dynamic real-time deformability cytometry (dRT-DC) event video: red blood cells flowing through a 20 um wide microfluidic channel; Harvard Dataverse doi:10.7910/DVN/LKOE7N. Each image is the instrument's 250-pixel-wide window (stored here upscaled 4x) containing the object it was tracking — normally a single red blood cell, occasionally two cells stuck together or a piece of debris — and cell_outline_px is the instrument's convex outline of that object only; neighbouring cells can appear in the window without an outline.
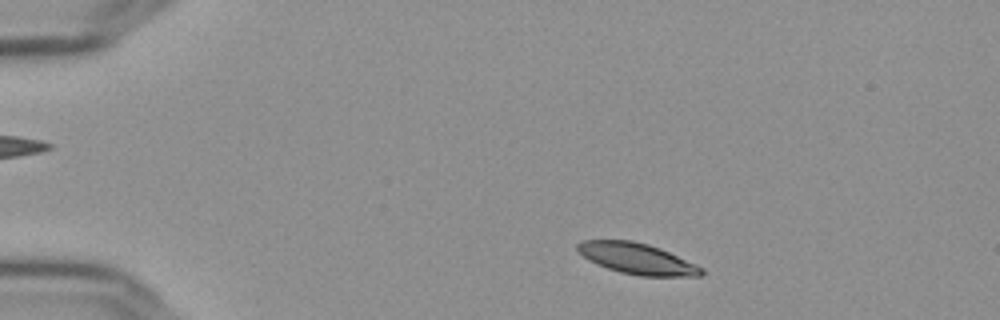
{"species": "Egyptian fruit bat (a non-hibernating species)", "species_latin": "Rousettus aegyptiacus", "temperature_condition": "cold", "stored_images_in_passage": 24, "camera_frame_rate_fps": 3000, "um_per_image_px": 0.085, "frame": {"image": 1, "passage_image": 1, "time_ms": 0.0, "image_size_px": [1000, 320], "cell_outline_px": [[704, 276], [640, 276], [620, 272], [596, 264], [588, 260], [576, 252], [576, 244], [584, 240], [632, 240], [648, 244], [660, 248], [696, 264], [704, 268]], "centroid_in_image_um": [54.13, 21.98], "position_along_channel_um": 30.9, "area_um2": 22.54}}
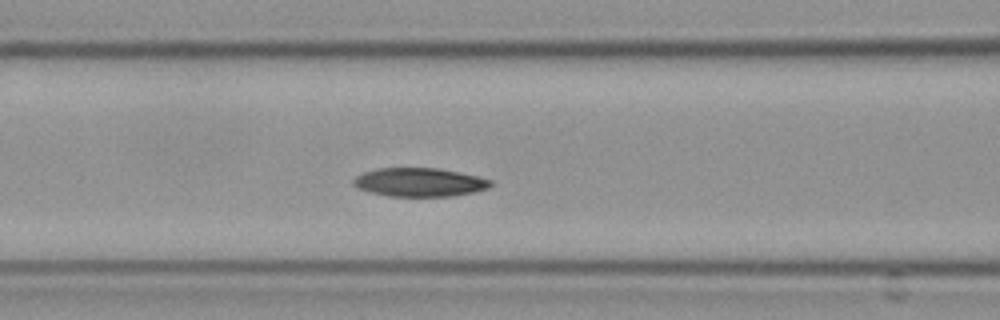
{"frame": {"image": 2, "passage_image": 15, "time_ms": 4.667, "image_size_px": [1000, 320], "cell_outline_px": [[492, 184], [488, 188], [472, 192], [452, 196], [388, 196], [368, 192], [356, 188], [352, 184], [352, 180], [356, 176], [364, 172], [380, 168], [436, 168], [476, 176], [492, 180]], "centroid_in_image_um": [35.59, 15.5], "position_along_channel_um": 131.0, "area_um2": 22.77}}
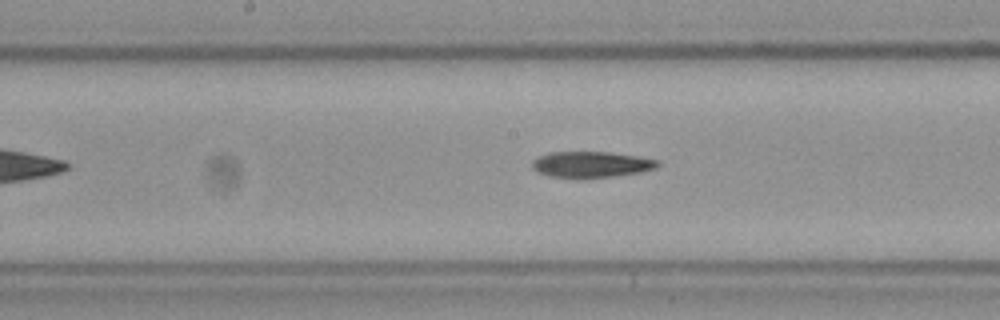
{"frame": {"image": 3, "passage_image": 21, "time_ms": 6.667, "image_size_px": [1000, 320], "cell_outline_px": [[660, 164], [656, 168], [640, 172], [584, 180], [548, 176], [536, 172], [532, 168], [532, 160], [548, 152], [608, 152], [636, 156], [660, 160]], "centroid_in_image_um": [50.21, 14.0], "position_along_channel_um": 198.0, "area_um2": 19.48}}